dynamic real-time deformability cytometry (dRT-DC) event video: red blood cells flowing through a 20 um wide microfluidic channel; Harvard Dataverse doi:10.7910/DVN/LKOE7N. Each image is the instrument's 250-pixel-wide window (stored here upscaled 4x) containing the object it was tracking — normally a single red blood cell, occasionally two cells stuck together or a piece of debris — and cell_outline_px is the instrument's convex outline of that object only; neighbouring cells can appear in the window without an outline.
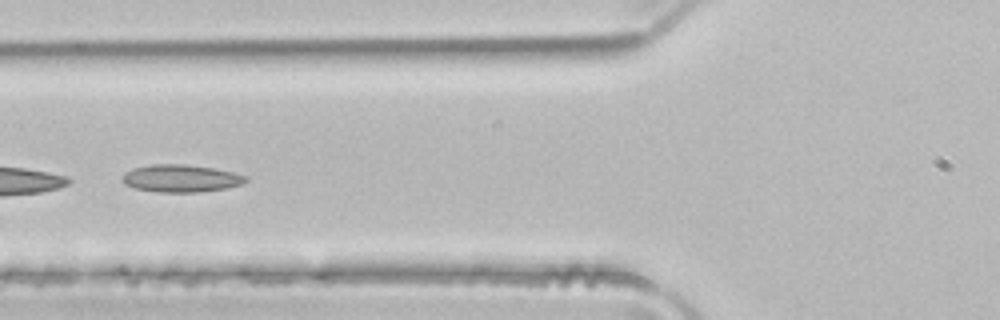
{"species": "common noctule bat (a hibernating species)", "species_latin": "Nyctalus noctula", "temperature_condition": "room temperature", "stored_images_in_passage": 11, "camera_frame_rate_fps": 3000, "um_per_image_px": 0.085, "animal": {"sex": "male", "body_mass_g": 21.5, "forearm_length_mm": 52.0}, "frame": {"image": 1, "passage_image": 8, "time_ms": 2.333, "image_size_px": [1000, 320], "cell_outline_px": [[248, 180], [244, 184], [228, 188], [200, 192], [156, 192], [136, 188], [124, 184], [120, 180], [120, 176], [124, 172], [132, 168], [152, 164], [184, 164], [212, 168], [232, 172], [248, 176]], "centroid_in_image_um": [15.36, 15.16], "position_along_channel_um": 110.4, "area_um2": 20.06}}